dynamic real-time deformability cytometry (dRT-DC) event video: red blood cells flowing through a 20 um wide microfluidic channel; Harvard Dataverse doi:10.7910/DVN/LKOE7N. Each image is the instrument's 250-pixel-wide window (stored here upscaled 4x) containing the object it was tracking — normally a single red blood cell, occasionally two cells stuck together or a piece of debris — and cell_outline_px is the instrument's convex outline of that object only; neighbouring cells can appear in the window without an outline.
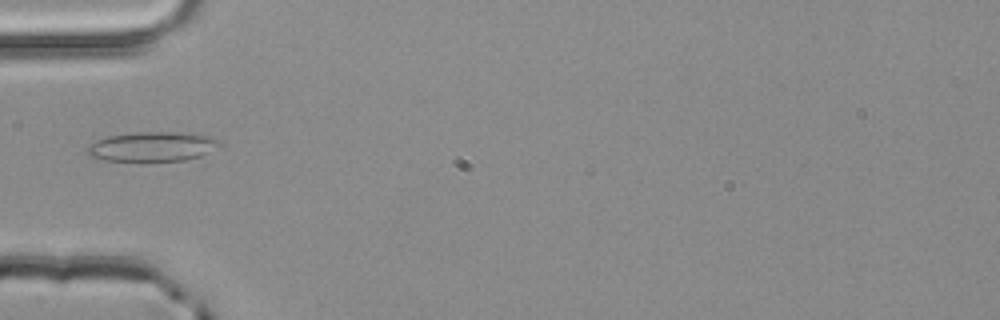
{"species": "common noctule bat (a hibernating species)", "species_latin": "Nyctalus noctula", "temperature_condition": "room temperature", "stored_images_in_passage": 1, "camera_frame_rate_fps": 3000, "um_per_image_px": 0.085, "animal": {"sex": "male", "body_mass_g": 20.4}, "frame": {"image": 1, "passage_image": 1, "time_ms": 0.0, "image_size_px": [1000, 320], "cell_outline_px": [[220, 144], [208, 152], [200, 156], [184, 160], [136, 164], [104, 160], [88, 156], [88, 148], [96, 140], [108, 136], [136, 132], [192, 132], [212, 136]], "centroid_in_image_um": [12.91, 12.5], "position_along_channel_um": 72.1, "area_um2": 23.64}}